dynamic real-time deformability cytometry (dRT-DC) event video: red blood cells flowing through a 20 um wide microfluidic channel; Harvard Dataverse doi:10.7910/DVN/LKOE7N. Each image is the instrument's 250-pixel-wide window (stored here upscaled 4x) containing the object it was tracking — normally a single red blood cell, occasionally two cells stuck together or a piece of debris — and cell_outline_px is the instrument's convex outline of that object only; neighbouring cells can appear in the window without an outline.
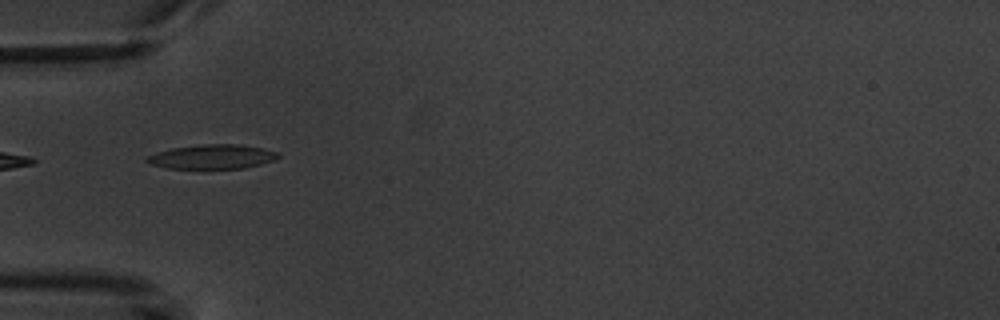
{"species": "common noctule bat (a hibernating species)", "species_latin": "Nyctalus noctula", "temperature_condition": "warm", "stored_images_in_passage": 6, "camera_frame_rate_fps": 3000, "um_per_image_px": 0.085, "animal": {"sex": "male", "body_mass_g": 20.1, "forearm_length_mm": 53.5}, "frame": {"image": 1, "passage_image": 2, "time_ms": 1.0, "image_size_px": [1000, 320], "cell_outline_px": [[280, 156], [276, 160], [244, 168], [168, 168], [148, 164], [144, 160], [148, 156], [172, 148], [200, 144], [240, 144], [264, 148], [280, 152]], "centroid_in_image_um": [18.09, 13.31], "position_along_channel_um": 66.9, "area_um2": 18.67}}
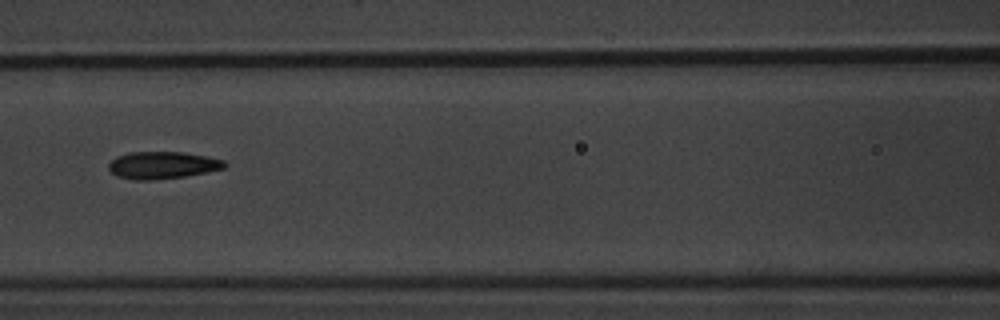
{"frame": {"image": 2, "passage_image": 4, "time_ms": 3.333, "image_size_px": [1000, 320], "cell_outline_px": [[228, 164], [224, 168], [208, 172], [184, 176], [152, 180], [132, 180], [116, 176], [108, 168], [108, 164], [116, 156], [128, 152], [184, 152], [208, 156], [224, 160]], "centroid_in_image_um": [13.81, 14.03], "position_along_channel_um": 152.8, "area_um2": 18.55}}
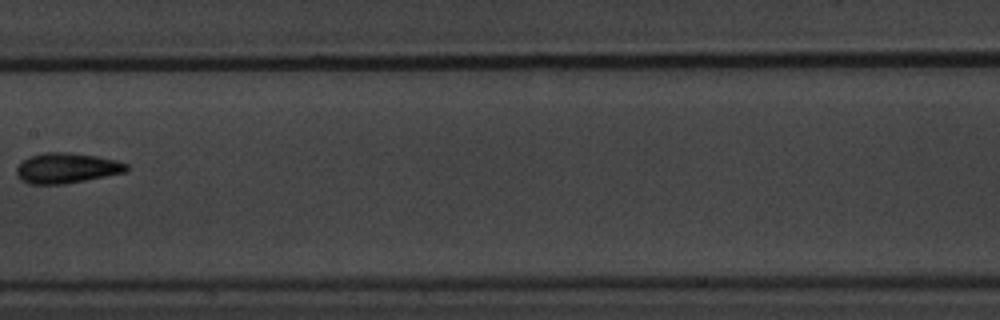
{"frame": {"image": 3, "passage_image": 5, "time_ms": 4.667, "image_size_px": [1000, 320], "cell_outline_px": [[128, 168], [124, 172], [64, 184], [28, 184], [20, 180], [16, 176], [16, 168], [28, 156], [44, 152], [68, 152], [96, 156], [116, 160], [128, 164]], "centroid_in_image_um": [5.61, 14.28], "position_along_channel_um": 201.8, "area_um2": 19.36}}